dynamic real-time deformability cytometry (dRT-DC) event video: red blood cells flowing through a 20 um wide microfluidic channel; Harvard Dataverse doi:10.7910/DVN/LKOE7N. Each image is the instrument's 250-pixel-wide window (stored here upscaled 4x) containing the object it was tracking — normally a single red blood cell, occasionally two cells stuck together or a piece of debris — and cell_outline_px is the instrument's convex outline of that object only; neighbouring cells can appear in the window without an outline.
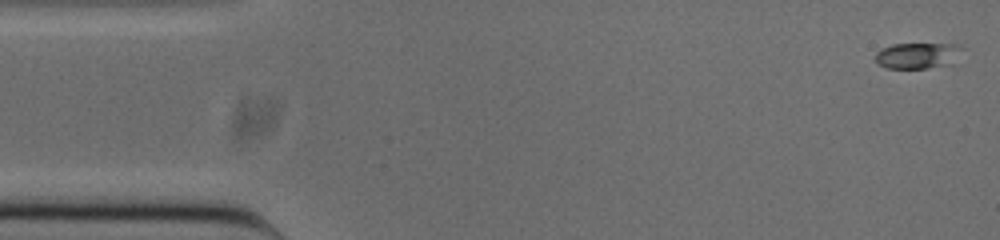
{"species": "common noctule bat (a hibernating species)", "species_latin": "Nyctalus noctula", "temperature_condition": "cold", "stored_images_in_passage": 12, "camera_frame_rate_fps": 3000, "um_per_image_px": 0.085, "animal": {"sex": "male", "body_mass_g": 20.0, "forearm_length_mm": 53.3}, "frame": {"image": 1, "passage_image": 1, "time_ms": 0.0, "image_size_px": [1000, 240], "cell_outline_px": [[956, 48], [952, 64], [928, 68], [888, 68], [880, 64], [876, 60], [876, 52], [892, 44], [956, 44]], "centroid_in_image_um": [77.88, 4.73], "position_along_channel_um": 7.1, "area_um2": 12.43}}
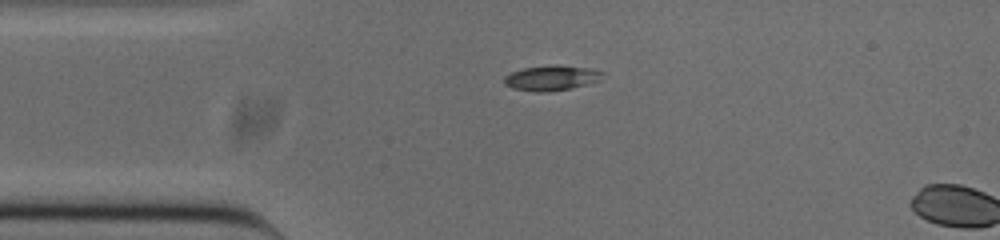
{"frame": {"image": 2, "passage_image": 11, "time_ms": 3.333, "image_size_px": [1000, 240], "cell_outline_px": [[604, 72], [600, 80], [588, 84], [572, 88], [544, 92], [536, 92], [512, 88], [504, 84], [504, 76], [512, 72], [524, 68], [552, 64], [556, 64], [592, 68]], "centroid_in_image_um": [46.89, 6.61], "position_along_channel_um": 38.1, "area_um2": 14.57}}